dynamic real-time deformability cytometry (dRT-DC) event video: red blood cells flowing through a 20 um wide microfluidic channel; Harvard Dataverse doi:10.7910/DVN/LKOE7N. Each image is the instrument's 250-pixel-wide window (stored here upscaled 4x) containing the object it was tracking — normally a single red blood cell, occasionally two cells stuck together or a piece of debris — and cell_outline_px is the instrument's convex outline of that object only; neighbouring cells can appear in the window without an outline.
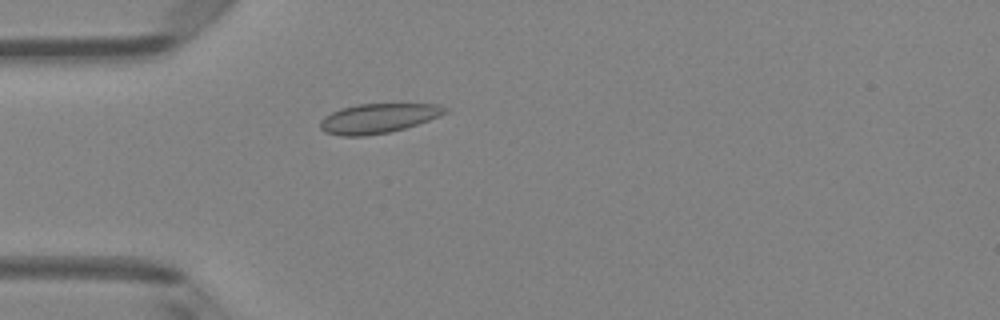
{"species": "Egyptian fruit bat (a non-hibernating species)", "species_latin": "Rousettus aegyptiacus", "temperature_condition": "room temperature", "stored_images_in_passage": 4, "camera_frame_rate_fps": 3000, "um_per_image_px": 0.085, "animal": {"sex": "female"}, "frame": {"image": 1, "passage_image": 4, "time_ms": 4.333, "image_size_px": [1000, 320], "cell_outline_px": [[448, 112], [440, 116], [404, 128], [388, 132], [364, 136], [340, 136], [324, 132], [320, 128], [320, 120], [324, 116], [340, 108], [356, 104], [436, 104], [448, 108]], "centroid_in_image_um": [32.11, 10.05], "position_along_channel_um": 52.9, "area_um2": 21.5}}